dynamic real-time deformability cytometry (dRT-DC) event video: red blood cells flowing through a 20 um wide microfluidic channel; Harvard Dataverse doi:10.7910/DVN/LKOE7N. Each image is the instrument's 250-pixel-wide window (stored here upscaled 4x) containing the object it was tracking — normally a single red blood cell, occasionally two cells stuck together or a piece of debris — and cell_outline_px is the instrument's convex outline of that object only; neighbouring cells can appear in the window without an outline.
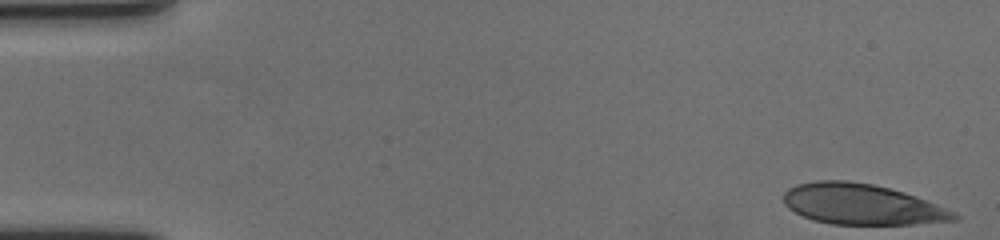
{"species": "human", "species_latin": "Homo sapiens", "temperature_condition": "cold", "stored_images_in_passage": 57, "camera_frame_rate_fps": 3000, "um_per_image_px": 0.085, "donor": {"sex": "female"}, "frame": {"image": 1, "passage_image": 1, "time_ms": 0.0, "image_size_px": [1000, 240], "cell_outline_px": [[960, 220], [912, 224], [832, 224], [812, 220], [788, 208], [784, 204], [784, 192], [788, 188], [796, 184], [816, 180], [848, 180], [872, 184], [904, 192], [936, 204], [956, 212], [960, 216]], "centroid_in_image_um": [73.25, 17.36], "position_along_channel_um": 11.7, "area_um2": 40.4}}
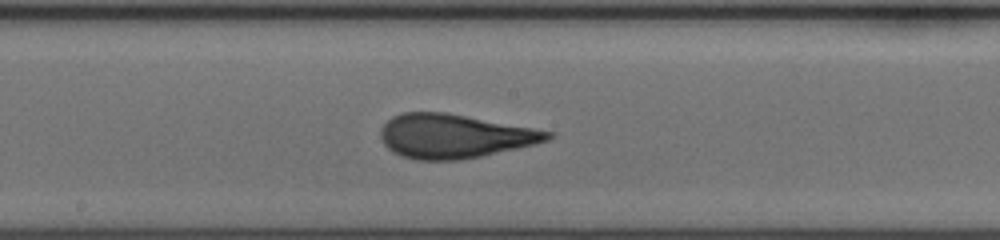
{"frame": {"image": 2, "passage_image": 30, "time_ms": 9.667, "image_size_px": [1000, 240], "cell_outline_px": [[552, 136], [548, 140], [536, 144], [484, 156], [460, 160], [416, 160], [400, 156], [392, 152], [384, 144], [380, 136], [380, 128], [392, 116], [400, 112], [448, 112], [532, 128], [552, 132]], "centroid_in_image_um": [38.58, 11.57], "position_along_channel_um": 209.6, "area_um2": 43.06}}
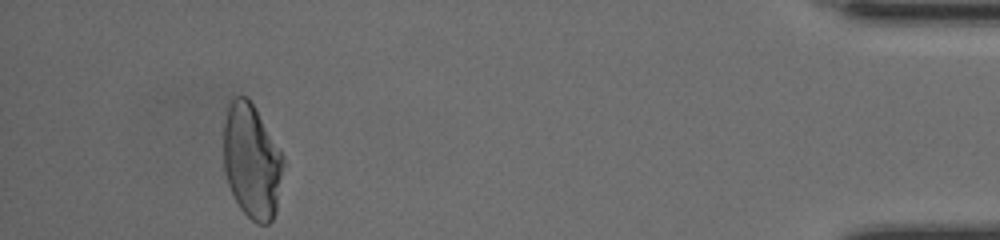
{"frame": {"image": 3, "passage_image": 53, "time_ms": 17.333, "image_size_px": [1000, 240], "cell_outline_px": [[284, 164], [276, 212], [272, 220], [268, 224], [256, 224], [240, 208], [228, 184], [224, 172], [224, 120], [228, 108], [232, 100], [236, 96], [244, 96], [252, 104], [280, 148], [284, 156]], "centroid_in_image_um": [21.41, 13.74], "position_along_channel_um": 413.8, "area_um2": 39.71}, "authors_computed_cell_mechanics": {"area_um2": 41.3848, "velocity_mm_per_s": 3.5097, "shape_relaxation_time_tau1_ms": 8.994, "shape_relaxation_time_tau2_ms": 0.8428, "deformation_change_tau1": 0.2498, "deformation_change_tau2": 0.0667}}